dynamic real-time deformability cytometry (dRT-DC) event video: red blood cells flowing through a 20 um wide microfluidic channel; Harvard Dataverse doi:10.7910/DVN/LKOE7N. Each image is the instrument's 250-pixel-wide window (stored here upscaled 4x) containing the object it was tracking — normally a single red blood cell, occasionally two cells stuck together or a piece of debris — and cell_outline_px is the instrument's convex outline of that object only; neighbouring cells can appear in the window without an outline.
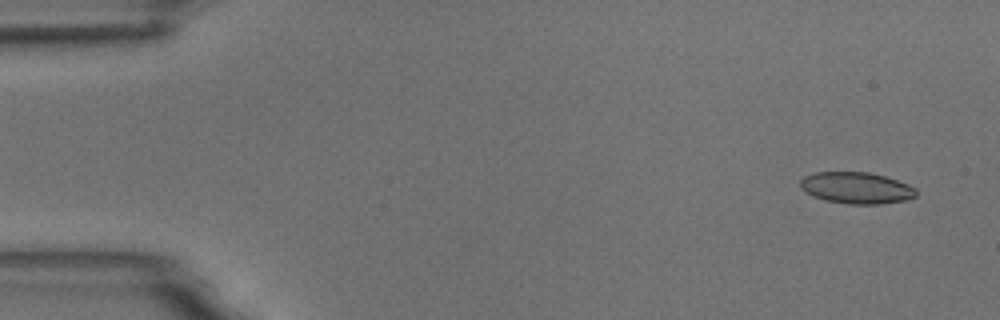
{"species": "common noctule bat (a hibernating species)", "species_latin": "Nyctalus noctula", "temperature_condition": "room temperature", "stored_images_in_passage": 5, "camera_frame_rate_fps": 3000, "um_per_image_px": 0.085, "animal": {"sex": "male", "body_mass_g": 18.8}, "frame": {"image": 1, "passage_image": 1, "time_ms": 0.0, "image_size_px": [1000, 320], "cell_outline_px": [[916, 196], [904, 200], [880, 204], [848, 204], [824, 200], [812, 196], [804, 192], [800, 188], [800, 180], [804, 176], [812, 172], [868, 172], [884, 176], [908, 184], [916, 188]], "centroid_in_image_um": [72.74, 15.97], "position_along_channel_um": 12.3, "area_um2": 21.39}}
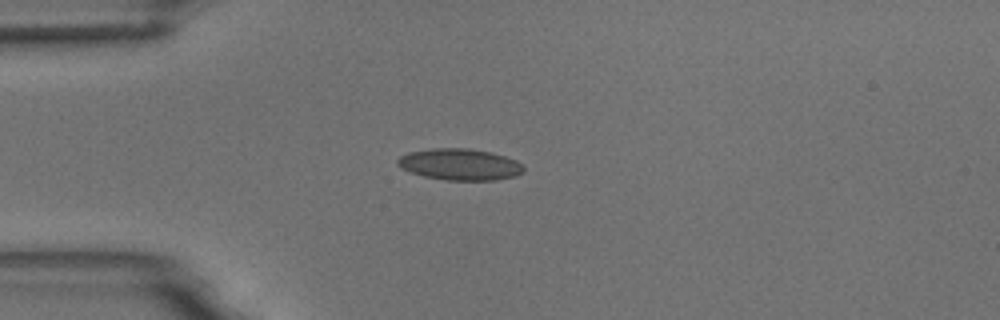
{"frame": {"image": 2, "passage_image": 4, "time_ms": 3.667, "image_size_px": [1000, 320], "cell_outline_px": [[524, 172], [516, 176], [496, 180], [448, 180], [424, 176], [400, 168], [396, 164], [396, 160], [400, 156], [408, 152], [432, 148], [468, 148], [492, 152], [516, 160], [524, 168]], "centroid_in_image_um": [39.08, 13.97], "position_along_channel_um": 45.9, "area_um2": 23.18}}